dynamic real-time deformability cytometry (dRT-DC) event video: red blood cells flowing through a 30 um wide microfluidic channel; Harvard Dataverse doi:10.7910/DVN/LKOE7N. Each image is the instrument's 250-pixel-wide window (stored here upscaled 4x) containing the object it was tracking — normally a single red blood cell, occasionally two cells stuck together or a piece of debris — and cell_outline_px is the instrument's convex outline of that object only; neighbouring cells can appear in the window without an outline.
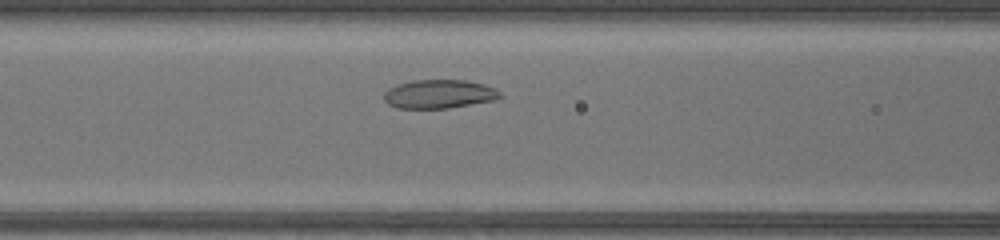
{"species": "common noctule bat (a hibernating species)", "species_latin": "Nyctalus noctula", "temperature_condition": "warm", "stored_images_in_passage": 36, "camera_frame_rate_fps": 3000, "um_per_image_px": 0.085, "animal": {"sex": "female", "body_mass_g": 17.0, "forearm_length_mm": 48.0}, "frame": {"image": 1, "passage_image": 9, "time_ms": 2.667, "image_size_px": [1000, 240], "cell_outline_px": [[504, 96], [496, 100], [448, 108], [396, 108], [388, 104], [384, 100], [384, 92], [388, 88], [412, 80], [468, 80], [484, 84], [496, 88]], "centroid_in_image_um": [37.36, 7.99], "position_along_channel_um": 129.2, "area_um2": 19.59}}
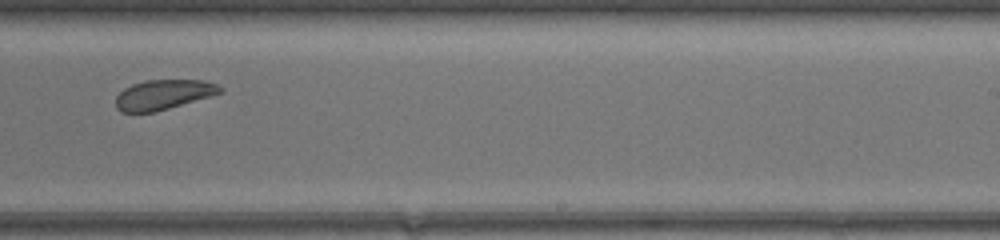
{"frame": {"image": 2, "passage_image": 19, "time_ms": 6.0, "image_size_px": [1000, 240], "cell_outline_px": [[224, 92], [212, 96], [168, 108], [152, 112], [120, 112], [116, 108], [116, 96], [124, 88], [132, 84], [144, 80], [204, 80], [216, 84], [224, 88]], "centroid_in_image_um": [13.9, 8.03], "position_along_channel_um": 275.1, "area_um2": 18.21}}
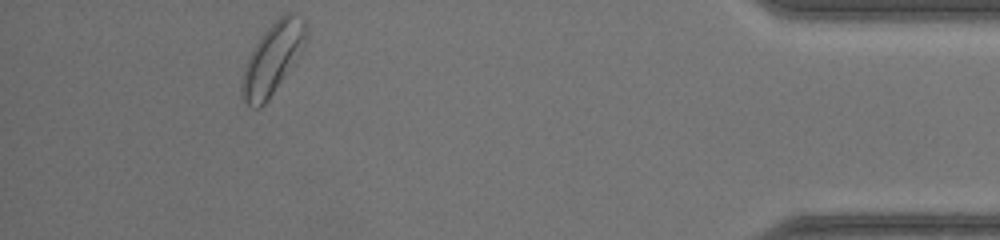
{"frame": {"image": 3, "passage_image": 32, "time_ms": 10.333, "image_size_px": [1000, 240], "cell_outline_px": [[308, 32], [304, 44], [268, 100], [260, 108], [256, 108], [248, 104], [244, 100], [240, 92], [240, 88], [244, 68], [260, 36], [284, 12], [292, 12], [304, 20], [308, 28]], "centroid_in_image_um": [23.16, 4.95], "position_along_channel_um": 412.0, "area_um2": 25.61}}